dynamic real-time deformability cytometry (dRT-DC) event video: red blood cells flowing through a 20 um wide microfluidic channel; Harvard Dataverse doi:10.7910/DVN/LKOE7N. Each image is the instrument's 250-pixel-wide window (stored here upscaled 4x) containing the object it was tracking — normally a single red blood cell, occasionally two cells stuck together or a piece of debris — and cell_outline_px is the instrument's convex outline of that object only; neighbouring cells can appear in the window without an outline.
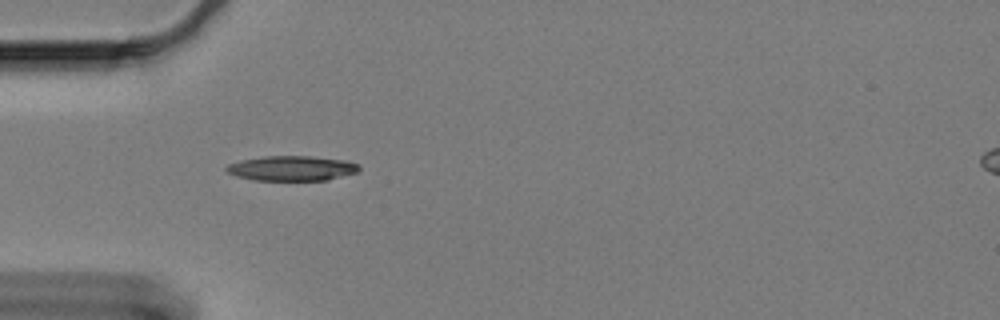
{"species": "Egyptian fruit bat (a non-hibernating species)", "species_latin": "Rousettus aegyptiacus", "temperature_condition": "cold", "stored_images_in_passage": 2, "camera_frame_rate_fps": 3000, "um_per_image_px": 0.085, "animal": {"sex": "female"}, "frame": {"image": 1, "passage_image": 1, "time_ms": 0.0, "image_size_px": [1000, 320], "cell_outline_px": [[360, 168], [356, 172], [328, 180], [252, 180], [236, 176], [228, 172], [224, 168], [228, 164], [240, 160], [264, 156], [312, 156], [344, 160], [360, 164]], "centroid_in_image_um": [24.78, 14.3], "position_along_channel_um": 60.2, "area_um2": 19.31}}